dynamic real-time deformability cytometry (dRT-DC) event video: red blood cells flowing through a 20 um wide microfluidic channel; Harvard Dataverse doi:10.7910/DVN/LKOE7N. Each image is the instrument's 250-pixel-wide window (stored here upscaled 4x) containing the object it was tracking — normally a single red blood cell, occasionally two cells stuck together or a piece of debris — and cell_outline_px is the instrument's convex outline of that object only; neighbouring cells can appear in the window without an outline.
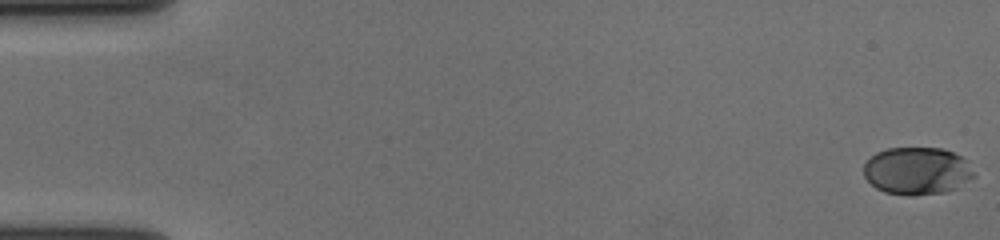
{"species": "human", "species_latin": "Homo sapiens", "temperature_condition": "cold", "stored_images_in_passage": 58, "camera_frame_rate_fps": 3000, "um_per_image_px": 0.085, "donor": {"sex": "female"}, "frame": {"image": 1, "passage_image": 1, "time_ms": 0.0, "image_size_px": [1000, 240], "cell_outline_px": [[976, 176], [956, 188], [944, 192], [912, 196], [908, 196], [884, 192], [876, 188], [864, 176], [864, 164], [876, 152], [888, 148], [944, 148], [968, 160]], "centroid_in_image_um": [77.97, 14.53], "position_along_channel_um": 7.0, "area_um2": 30.69}}
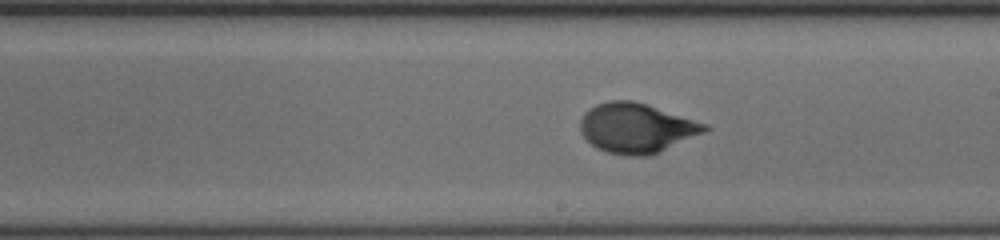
{"frame": {"image": 2, "passage_image": 34, "time_ms": 11.0, "image_size_px": [1000, 240], "cell_outline_px": [[712, 128], [704, 132], [660, 152], [648, 156], [628, 156], [608, 152], [596, 148], [580, 132], [580, 120], [584, 112], [588, 108], [596, 104], [608, 100], [632, 100], [708, 124]], "centroid_in_image_um": [54.08, 10.88], "position_along_channel_um": 234.9, "area_um2": 36.01}}
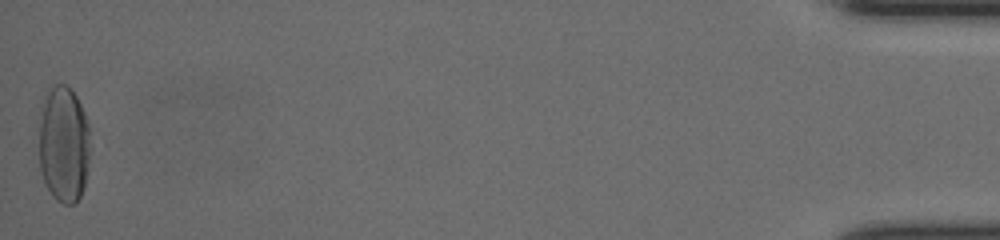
{"frame": {"image": 3, "passage_image": 58, "time_ms": 19.0, "image_size_px": [1000, 240], "cell_outline_px": [[92, 148], [84, 184], [80, 196], [72, 204], [64, 204], [56, 200], [52, 196], [44, 184], [40, 168], [40, 104], [48, 88], [56, 84], [64, 84], [76, 96], [88, 120]], "centroid_in_image_um": [5.43, 12.25], "position_along_channel_um": 429.8, "area_um2": 35.49}, "authors_computed_cell_mechanics": {"area_um2": 33.7841, "velocity_mm_per_s": 3.641, "shape_relaxation_time_tau1_ms": 3.638, "shape_relaxation_time_tau2_ms": null, "deformation_change_tau1": 0.1722, "deformation_change_tau2": null}}